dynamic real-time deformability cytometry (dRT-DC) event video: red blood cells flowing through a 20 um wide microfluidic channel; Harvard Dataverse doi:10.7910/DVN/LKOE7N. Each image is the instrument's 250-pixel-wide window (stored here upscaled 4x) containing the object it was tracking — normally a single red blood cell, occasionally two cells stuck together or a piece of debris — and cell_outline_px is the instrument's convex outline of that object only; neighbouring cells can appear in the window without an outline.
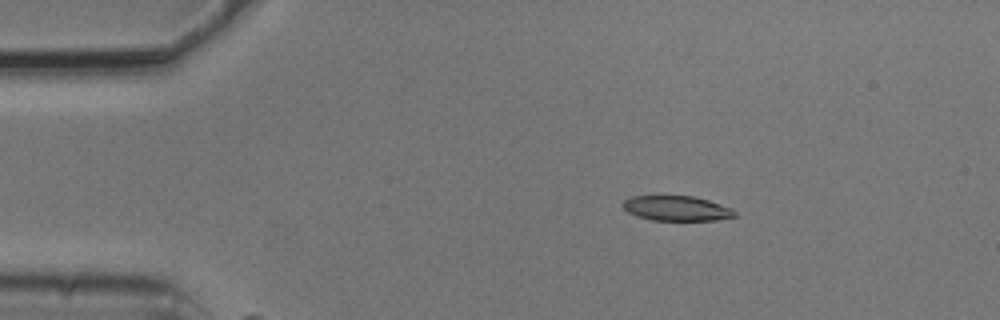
{"species": "common noctule bat (a hibernating species)", "species_latin": "Nyctalus noctula", "temperature_condition": "cold", "stored_images_in_passage": 3, "camera_frame_rate_fps": 3000, "um_per_image_px": 0.085, "animal": {"sex": "male", "body_mass_g": 20.5, "forearm_length_mm": 52.5}, "frame": {"image": 1, "passage_image": 2, "time_ms": 0.333, "image_size_px": [1000, 320], "cell_outline_px": [[736, 216], [716, 220], [652, 220], [628, 212], [620, 204], [624, 200], [632, 196], [692, 196], [708, 200], [732, 208], [736, 212]], "centroid_in_image_um": [57.52, 17.7], "position_along_channel_um": 27.5, "area_um2": 16.13}}